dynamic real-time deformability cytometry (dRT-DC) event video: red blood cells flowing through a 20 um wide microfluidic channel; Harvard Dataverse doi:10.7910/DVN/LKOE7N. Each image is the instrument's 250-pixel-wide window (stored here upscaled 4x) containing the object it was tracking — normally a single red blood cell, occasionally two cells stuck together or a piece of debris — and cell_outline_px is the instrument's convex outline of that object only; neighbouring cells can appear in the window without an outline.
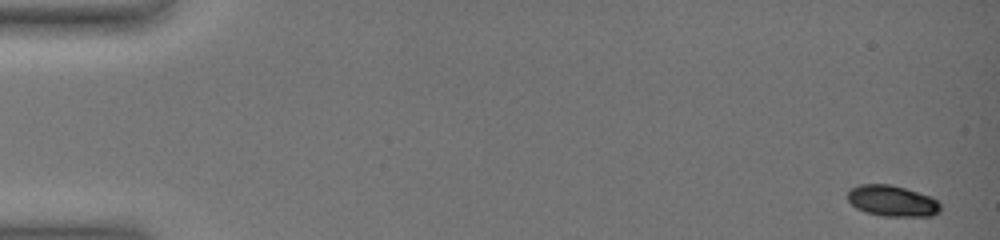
{"species": "common noctule bat (a hibernating species)", "species_latin": "Nyctalus noctula", "temperature_condition": "warm", "stored_images_in_passage": 54, "camera_frame_rate_fps": 3000, "um_per_image_px": 0.085, "animal": {"sex": "female", "body_mass_g": 19.0, "forearm_length_mm": 51.5}, "frame": {"image": 1, "passage_image": 1, "time_ms": 0.0, "image_size_px": [1000, 240], "cell_outline_px": [[940, 212], [932, 216], [884, 216], [864, 212], [856, 208], [848, 200], [848, 192], [852, 188], [860, 184], [888, 184], [904, 188], [928, 196], [936, 200], [940, 204]], "centroid_in_image_um": [75.82, 17.09], "position_along_channel_um": 9.2, "area_um2": 16.59}}
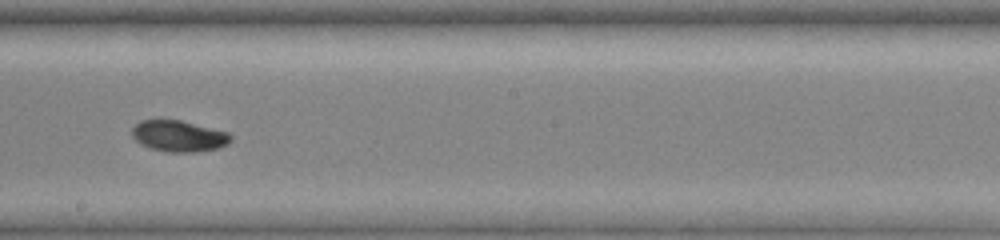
{"frame": {"image": 2, "passage_image": 33, "time_ms": 10.667, "image_size_px": [1000, 240], "cell_outline_px": [[232, 140], [228, 144], [220, 148], [196, 152], [168, 152], [148, 148], [140, 144], [132, 136], [132, 128], [140, 120], [180, 120], [228, 132], [232, 136]], "centroid_in_image_um": [15.2, 11.58], "position_along_channel_um": 233.0, "area_um2": 18.09}}
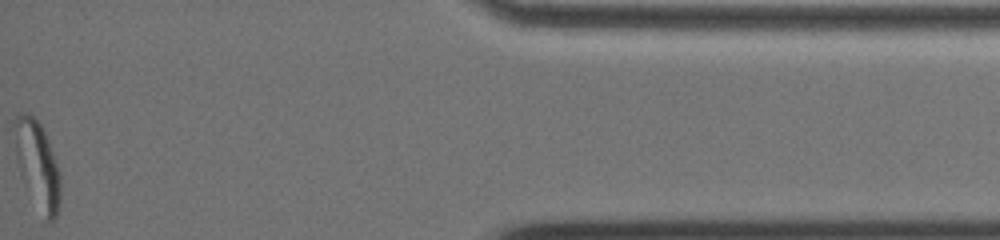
{"frame": {"image": 3, "passage_image": 54, "time_ms": 17.667, "image_size_px": [1000, 240], "cell_outline_px": [[60, 200], [56, 216], [52, 220], [44, 224], [20, 176], [16, 160], [12, 124], [12, 120], [20, 112], [28, 112], [40, 124], [44, 132], [60, 172]], "centroid_in_image_um": [3.14, 14.06], "position_along_channel_um": 432.1, "area_um2": 24.1}, "authors_computed_cell_mechanics": {"area_um2": 18.1781, "velocity_mm_per_s": 3.6414, "shape_relaxation_time_tau1_ms": 4.0507, "shape_relaxation_time_tau2_ms": 3.1359, "deformation_change_tau1": 0.1729, "deformation_change_tau2": 0.0454}}